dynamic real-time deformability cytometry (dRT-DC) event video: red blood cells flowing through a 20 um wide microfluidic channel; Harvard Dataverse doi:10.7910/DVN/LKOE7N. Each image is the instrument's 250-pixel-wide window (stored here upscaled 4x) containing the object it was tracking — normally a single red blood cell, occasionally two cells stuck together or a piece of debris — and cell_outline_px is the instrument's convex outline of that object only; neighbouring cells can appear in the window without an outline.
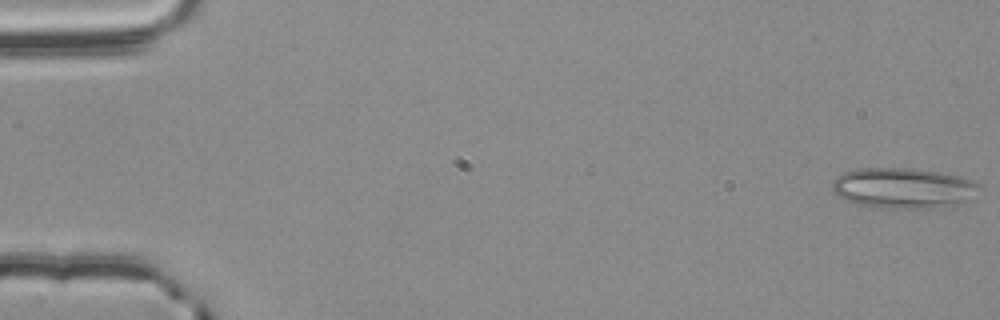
{"species": "common noctule bat (a hibernating species)", "species_latin": "Nyctalus noctula", "temperature_condition": "room temperature", "stored_images_in_passage": 55, "camera_frame_rate_fps": 3000, "um_per_image_px": 0.085, "animal": {"sex": "male", "body_mass_g": 20.4}, "frame": {"image": 1, "passage_image": 1, "time_ms": 0.0, "image_size_px": [1000, 320], "cell_outline_px": [[984, 188], [964, 204], [928, 208], [880, 208], [860, 204], [848, 200], [840, 196], [832, 188], [832, 184], [836, 176], [844, 172], [856, 168], [912, 168], [940, 172], [960, 176], [972, 180], [980, 184]], "centroid_in_image_um": [76.87, 15.98], "position_along_channel_um": 8.1, "area_um2": 35.03}}
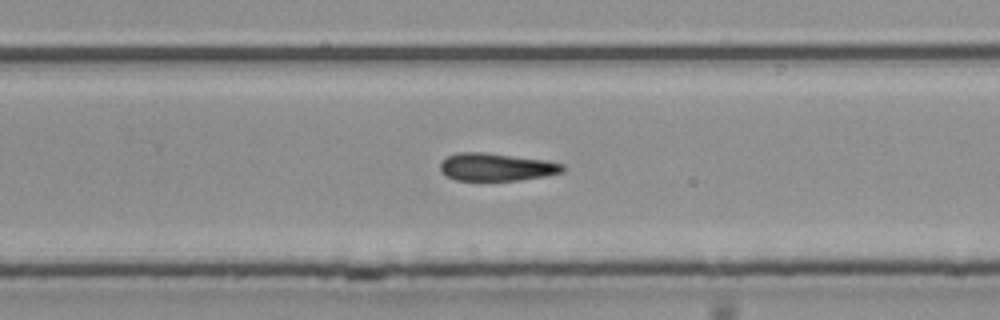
{"frame": {"image": 2, "passage_image": 36, "time_ms": 11.667, "image_size_px": [1000, 320], "cell_outline_px": [[564, 172], [544, 176], [516, 180], [456, 180], [448, 176], [440, 168], [440, 164], [448, 156], [460, 152], [484, 152], [544, 160], [564, 164]], "centroid_in_image_um": [42.21, 14.19], "position_along_channel_um": 287.6, "area_um2": 19.42}}
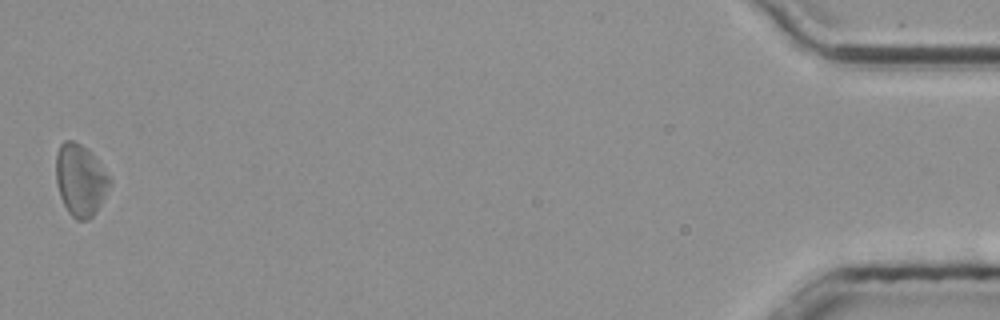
{"frame": {"image": 3, "passage_image": 55, "time_ms": 18.0, "image_size_px": [1000, 320], "cell_outline_px": [[112, 180], [96, 212], [88, 220], [76, 220], [68, 212], [60, 196], [56, 180], [56, 152], [60, 144], [64, 140], [72, 140], [88, 148], [92, 152]], "centroid_in_image_um": [6.82, 15.28], "position_along_channel_um": 428.4, "area_um2": 22.48}, "authors_computed_cell_mechanics": {"area_um2": 20.9814, "velocity_mm_per_s": 3.7701, "shape_relaxation_time_tau1_ms": 6.9434, "shape_relaxation_time_tau2_ms": null, "deformation_change_tau1": 0.1046, "deformation_change_tau2": null}}